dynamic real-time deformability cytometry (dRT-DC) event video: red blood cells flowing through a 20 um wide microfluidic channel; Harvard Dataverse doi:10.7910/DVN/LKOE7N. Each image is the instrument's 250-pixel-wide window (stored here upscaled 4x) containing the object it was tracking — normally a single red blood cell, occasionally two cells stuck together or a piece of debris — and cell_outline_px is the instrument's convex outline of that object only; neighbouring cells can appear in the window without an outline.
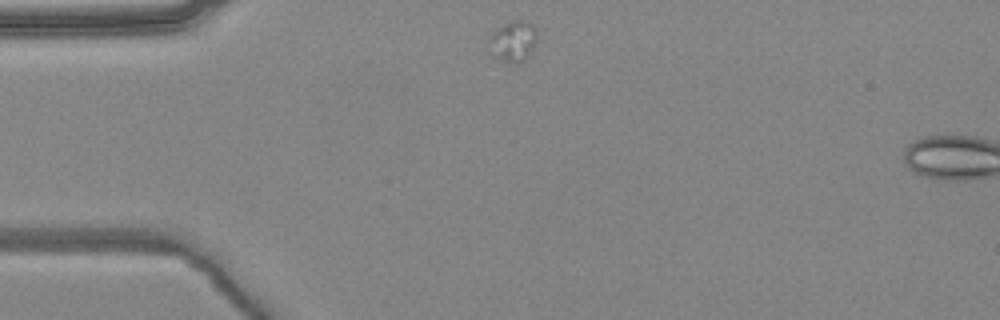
{"species": "common noctule bat (a hibernating species)", "species_latin": "Nyctalus noctula", "temperature_condition": "warm", "stored_images_in_passage": 2, "camera_frame_rate_fps": 3000, "um_per_image_px": 0.085, "animal": {"sex": "female", "body_mass_g": 24.6, "forearm_length_mm": 56.2}, "frame": {"image": 1, "passage_image": 1, "time_ms": 0.0, "image_size_px": [1000, 320], "cell_outline_px": [[536, 40], [532, 52], [520, 64], [512, 64], [500, 60], [492, 56], [488, 52], [488, 36], [496, 28], [512, 20], [528, 20], [536, 28]], "centroid_in_image_um": [43.58, 3.52], "position_along_channel_um": 41.4, "area_um2": 12.02}}